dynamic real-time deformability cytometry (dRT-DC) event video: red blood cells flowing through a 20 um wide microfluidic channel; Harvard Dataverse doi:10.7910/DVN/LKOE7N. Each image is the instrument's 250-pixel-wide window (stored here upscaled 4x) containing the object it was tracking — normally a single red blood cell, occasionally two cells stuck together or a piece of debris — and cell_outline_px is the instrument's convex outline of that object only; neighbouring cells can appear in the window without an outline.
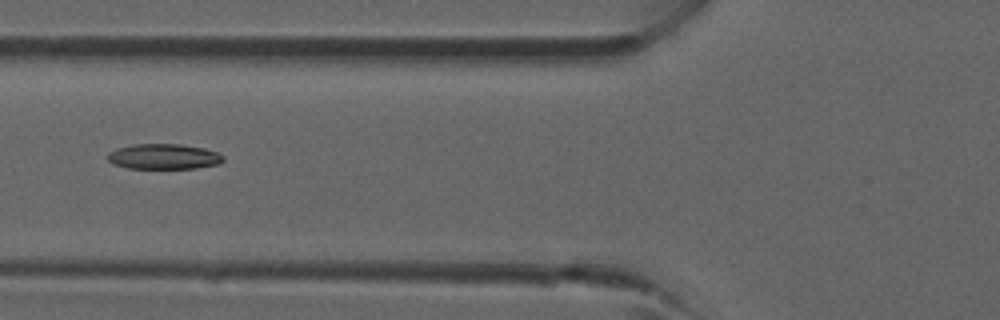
{"species": "common noctule bat (a hibernating species)", "species_latin": "Nyctalus noctula", "temperature_condition": "room temperature", "stored_images_in_passage": 5, "camera_frame_rate_fps": 3000, "um_per_image_px": 0.085, "animal": {"sex": "male", "forearm_length_mm": 52.5}, "frame": {"image": 1, "passage_image": 4, "time_ms": 3.333, "image_size_px": [1000, 320], "cell_outline_px": [[224, 160], [220, 164], [196, 168], [128, 168], [112, 164], [104, 156], [108, 152], [116, 148], [136, 144], [180, 144], [204, 148], [216, 152], [224, 156]], "centroid_in_image_um": [13.89, 13.31], "position_along_channel_um": 111.9, "area_um2": 17.22}}
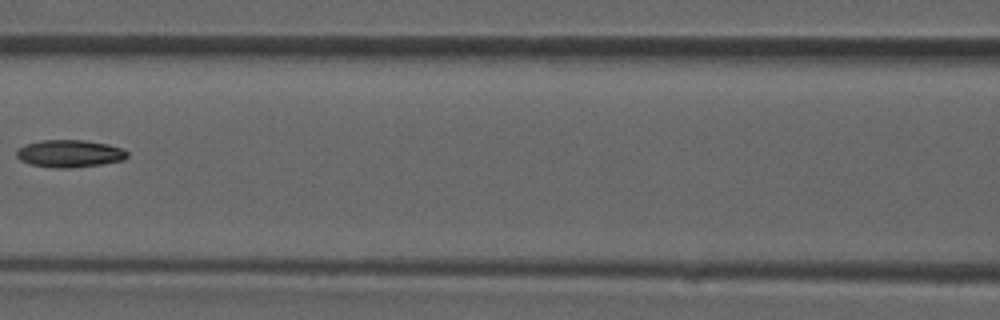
{"frame": {"image": 2, "passage_image": 5, "time_ms": 4.333, "image_size_px": [1000, 320], "cell_outline_px": [[128, 156], [124, 160], [100, 164], [68, 168], [56, 168], [32, 164], [20, 160], [16, 156], [16, 152], [24, 144], [40, 140], [84, 140], [108, 144], [120, 148], [128, 152]], "centroid_in_image_um": [5.91, 13.04], "position_along_channel_um": 160.7, "area_um2": 17.57}}